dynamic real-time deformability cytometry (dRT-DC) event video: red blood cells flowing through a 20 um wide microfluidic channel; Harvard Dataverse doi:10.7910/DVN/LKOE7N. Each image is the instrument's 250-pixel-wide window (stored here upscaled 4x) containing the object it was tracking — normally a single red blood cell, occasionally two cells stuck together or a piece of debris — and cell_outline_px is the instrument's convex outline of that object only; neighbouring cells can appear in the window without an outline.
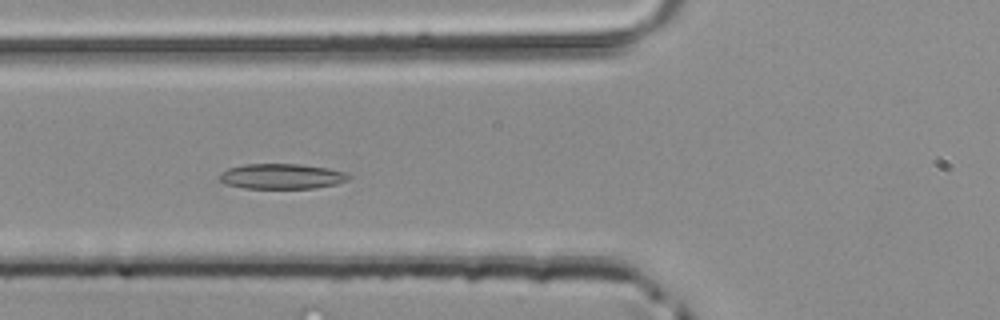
{"species": "common noctule bat (a hibernating species)", "species_latin": "Nyctalus noctula", "temperature_condition": "room temperature", "stored_images_in_passage": 45, "camera_frame_rate_fps": 3000, "um_per_image_px": 0.085, "animal": {"sex": "male", "body_mass_g": 20.4}, "frame": {"image": 1, "passage_image": 17, "time_ms": 5.333, "image_size_px": [1000, 320], "cell_outline_px": [[352, 176], [348, 180], [336, 184], [316, 188], [244, 188], [224, 184], [216, 176], [220, 172], [228, 168], [244, 164], [300, 164], [328, 168], [348, 172]], "centroid_in_image_um": [23.94, 14.98], "position_along_channel_um": 101.9, "area_um2": 19.31}}
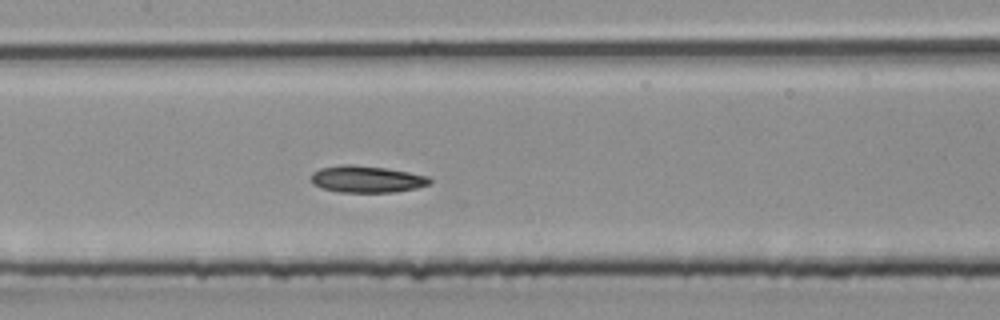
{"frame": {"image": 2, "passage_image": 22, "time_ms": 7.0, "image_size_px": [1000, 320], "cell_outline_px": [[432, 180], [428, 184], [416, 188], [396, 192], [340, 192], [320, 188], [312, 184], [312, 172], [320, 168], [344, 164], [352, 164], [384, 168], [408, 172], [428, 176]], "centroid_in_image_um": [31.14, 15.23], "position_along_channel_um": 176.3, "area_um2": 18.5}}
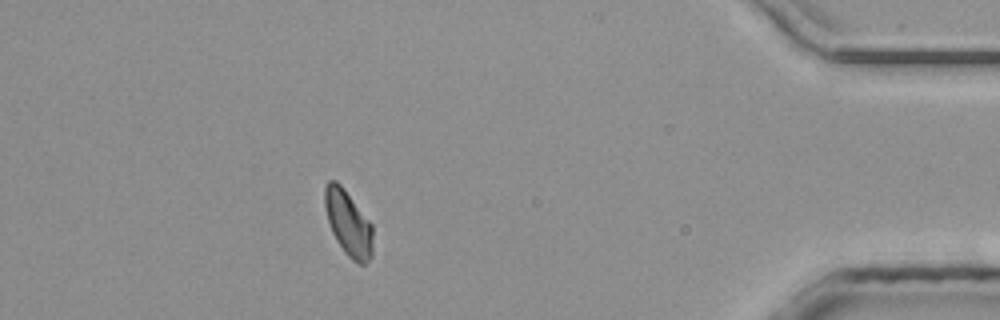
{"frame": {"image": 3, "passage_image": 41, "time_ms": 13.333, "image_size_px": [1000, 320], "cell_outline_px": [[372, 256], [364, 264], [360, 264], [352, 260], [344, 252], [336, 240], [332, 232], [328, 220], [324, 204], [324, 188], [328, 180], [336, 180], [344, 188], [372, 224]], "centroid_in_image_um": [29.59, 18.96], "position_along_channel_um": 405.6, "area_um2": 18.26}}